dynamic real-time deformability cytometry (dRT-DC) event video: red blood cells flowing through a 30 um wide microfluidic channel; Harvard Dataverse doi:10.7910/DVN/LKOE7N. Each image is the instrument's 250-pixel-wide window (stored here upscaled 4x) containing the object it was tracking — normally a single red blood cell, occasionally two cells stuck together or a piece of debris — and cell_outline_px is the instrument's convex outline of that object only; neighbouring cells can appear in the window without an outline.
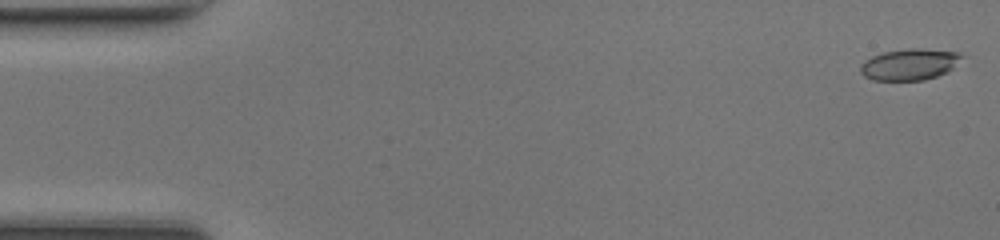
{"species": "common noctule bat (a hibernating species)", "species_latin": "Nyctalus noctula", "temperature_condition": "room temperature", "stored_images_in_passage": 43, "camera_frame_rate_fps": 3000, "um_per_image_px": 0.085, "animal": {"sex": "female", "body_mass_g": 17.0, "forearm_length_mm": 48.0}, "frame": {"image": 1, "passage_image": 1, "time_ms": 0.0, "image_size_px": [1000, 240], "cell_outline_px": [[964, 56], [948, 72], [924, 80], [872, 80], [864, 76], [860, 72], [860, 64], [864, 60], [872, 56], [884, 52], [908, 48], [920, 48], [960, 52]], "centroid_in_image_um": [77.3, 5.47], "position_along_channel_um": 7.7, "area_um2": 18.61}}
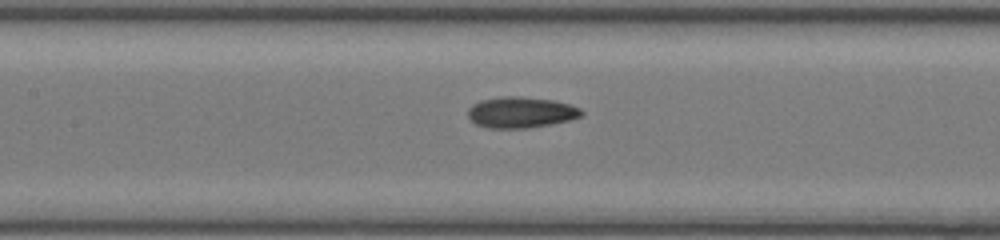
{"frame": {"image": 2, "passage_image": 22, "time_ms": 7.0, "image_size_px": [1000, 240], "cell_outline_px": [[584, 112], [580, 116], [568, 120], [552, 124], [528, 128], [488, 128], [476, 124], [468, 116], [468, 108], [472, 104], [480, 100], [504, 96], [520, 96], [552, 100], [568, 104], [580, 108]], "centroid_in_image_um": [44.25, 9.55], "position_along_channel_um": 163.2, "area_um2": 20.46}}
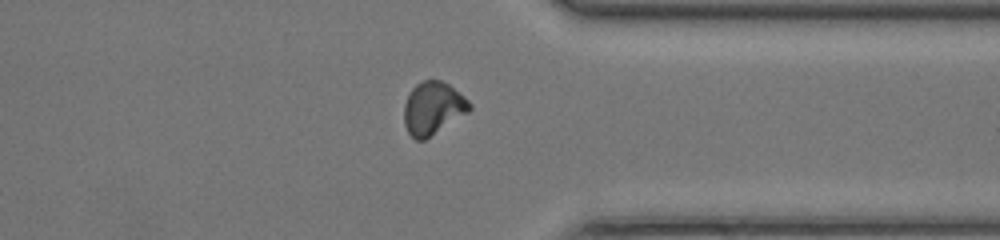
{"frame": {"image": 3, "passage_image": 37, "time_ms": 12.0, "image_size_px": [1000, 240], "cell_outline_px": [[472, 108], [468, 112], [424, 140], [416, 140], [408, 132], [404, 124], [404, 104], [412, 88], [416, 84], [424, 80], [440, 80], [448, 84], [464, 96], [472, 104]], "centroid_in_image_um": [36.79, 9.19], "position_along_channel_um": 374.6, "area_um2": 19.94}}